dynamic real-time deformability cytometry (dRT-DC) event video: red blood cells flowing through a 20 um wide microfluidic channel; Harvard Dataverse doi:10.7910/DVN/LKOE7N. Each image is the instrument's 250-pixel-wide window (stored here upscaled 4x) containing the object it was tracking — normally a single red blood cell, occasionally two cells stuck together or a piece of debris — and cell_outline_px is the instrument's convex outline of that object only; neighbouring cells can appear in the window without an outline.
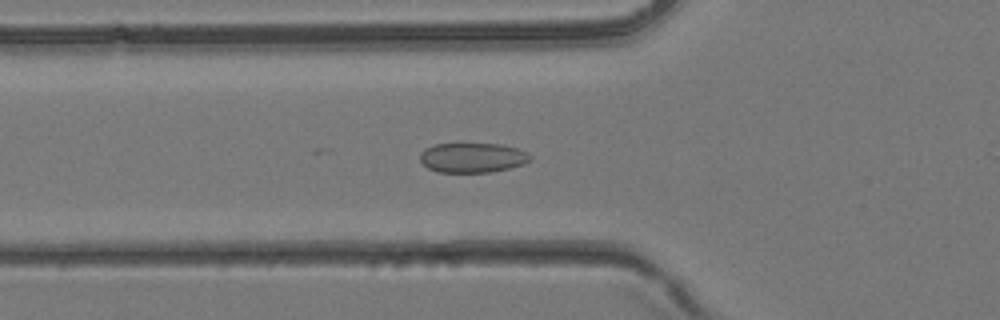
{"species": "common noctule bat (a hibernating species)", "species_latin": "Nyctalus noctula", "temperature_condition": "room temperature", "stored_images_in_passage": 38, "camera_frame_rate_fps": 3000, "um_per_image_px": 0.085, "animal": {"sex": "female", "body_mass_g": 24.6, "forearm_length_mm": 56.2}, "frame": {"image": 1, "passage_image": 14, "time_ms": 4.333, "image_size_px": [1000, 320], "cell_outline_px": [[532, 160], [524, 164], [512, 168], [492, 172], [436, 172], [428, 168], [420, 160], [420, 152], [424, 148], [436, 144], [500, 144], [516, 148], [528, 152], [532, 156]], "centroid_in_image_um": [40.19, 13.41], "position_along_channel_um": 85.6, "area_um2": 19.31}}
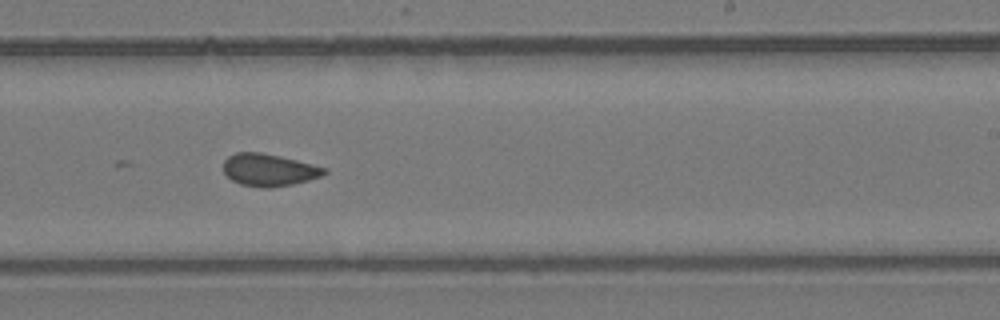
{"frame": {"image": 2, "passage_image": 24, "time_ms": 7.667, "image_size_px": [1000, 320], "cell_outline_px": [[328, 172], [320, 176], [308, 180], [292, 184], [268, 188], [264, 188], [240, 184], [232, 180], [224, 172], [224, 160], [228, 156], [236, 152], [260, 152], [280, 156], [328, 168]], "centroid_in_image_um": [22.86, 14.44], "position_along_channel_um": 266.1, "area_um2": 18.9}}
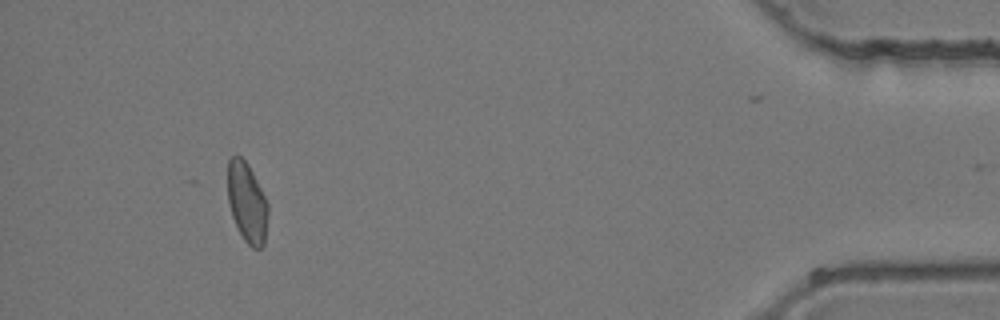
{"frame": {"image": 3, "passage_image": 36, "time_ms": 11.667, "image_size_px": [1000, 320], "cell_outline_px": [[268, 212], [264, 244], [260, 248], [252, 248], [244, 240], [232, 216], [228, 200], [228, 160], [232, 156], [240, 156], [248, 164], [268, 204]], "centroid_in_image_um": [20.99, 17.22], "position_along_channel_um": 414.2, "area_um2": 18.5}}